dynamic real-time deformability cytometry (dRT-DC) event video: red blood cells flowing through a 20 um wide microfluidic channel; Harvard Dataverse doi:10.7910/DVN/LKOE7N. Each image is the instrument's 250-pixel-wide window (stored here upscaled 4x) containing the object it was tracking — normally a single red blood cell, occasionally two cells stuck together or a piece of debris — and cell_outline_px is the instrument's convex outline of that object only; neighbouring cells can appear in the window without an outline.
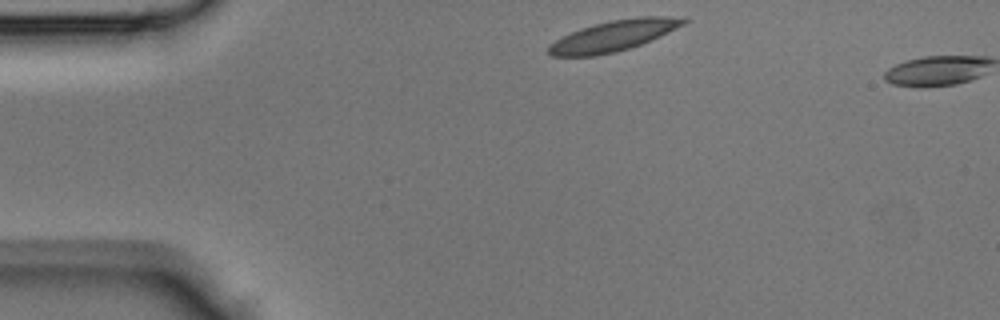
{"species": "Egyptian fruit bat (a non-hibernating species)", "species_latin": "Rousettus aegyptiacus", "temperature_condition": "room temperature", "stored_images_in_passage": 2, "camera_frame_rate_fps": 3000, "um_per_image_px": 0.085, "animal": {"sex": "male"}, "frame": {"image": 1, "passage_image": 1, "time_ms": 0.0, "image_size_px": [1000, 320], "cell_outline_px": [[688, 20], [684, 24], [652, 40], [616, 52], [596, 56], [552, 56], [548, 52], [548, 44], [580, 28], [592, 24], [612, 20], [640, 16], [684, 16]], "centroid_in_image_um": [52.17, 3.03], "position_along_channel_um": 32.8, "area_um2": 24.16}}